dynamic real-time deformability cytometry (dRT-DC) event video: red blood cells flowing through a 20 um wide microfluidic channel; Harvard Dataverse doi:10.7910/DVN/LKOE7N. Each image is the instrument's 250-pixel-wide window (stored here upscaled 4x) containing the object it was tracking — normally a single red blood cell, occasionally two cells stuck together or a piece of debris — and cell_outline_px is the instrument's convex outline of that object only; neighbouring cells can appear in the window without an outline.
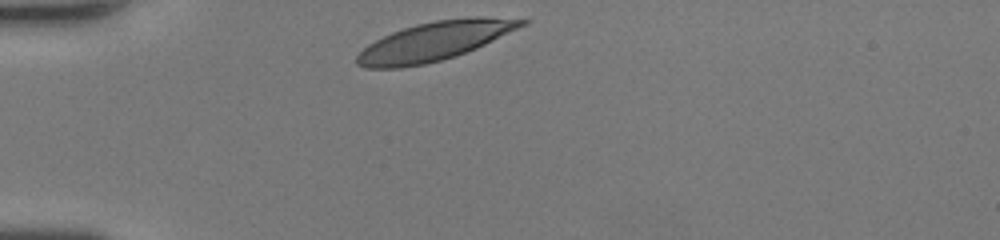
{"species": "human", "species_latin": "Homo sapiens", "temperature_condition": "room temperature", "stored_images_in_passage": 27, "camera_frame_rate_fps": 3000, "um_per_image_px": 0.085, "donor": {"sex": "female"}, "frame": {"image": 1, "passage_image": 1, "time_ms": 0.0, "image_size_px": [1000, 240], "cell_outline_px": [[532, 20], [528, 24], [476, 48], [456, 56], [424, 64], [400, 68], [364, 68], [356, 64], [356, 56], [368, 44], [392, 32], [416, 24], [436, 20], [476, 16]], "centroid_in_image_um": [36.94, 3.5], "position_along_channel_um": 48.1, "area_um2": 37.05}}
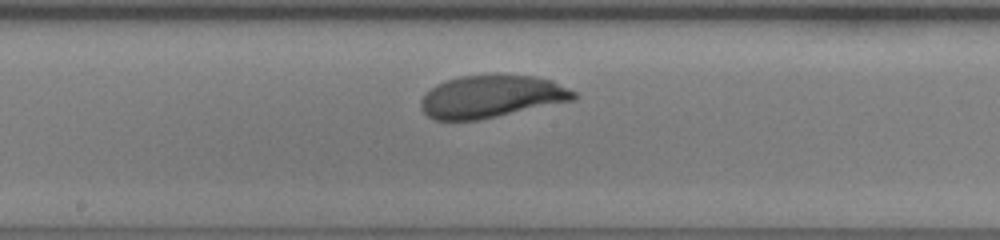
{"frame": {"image": 2, "passage_image": 14, "time_ms": 4.333, "image_size_px": [1000, 240], "cell_outline_px": [[576, 100], [480, 120], [432, 120], [420, 108], [420, 100], [436, 84], [460, 76], [496, 72], [536, 76], [552, 80], [576, 92]], "centroid_in_image_um": [41.8, 8.18], "position_along_channel_um": 206.4, "area_um2": 38.73}}
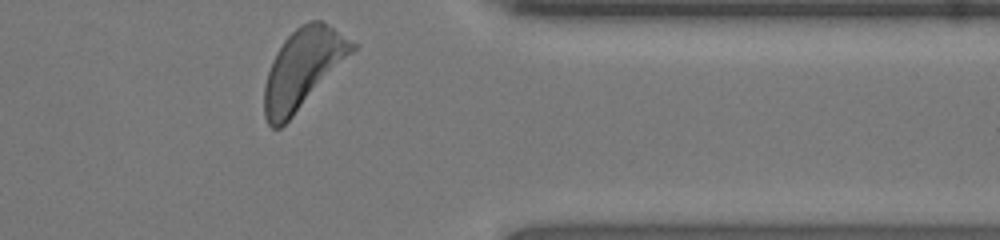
{"frame": {"image": 3, "passage_image": 27, "time_ms": 8.667, "image_size_px": [1000, 240], "cell_outline_px": [[360, 44], [292, 116], [280, 128], [272, 128], [268, 124], [264, 116], [264, 84], [272, 60], [276, 52], [284, 40], [300, 24], [308, 20], [320, 20]], "centroid_in_image_um": [25.73, 5.8], "position_along_channel_um": 385.7, "area_um2": 40.0}, "authors_computed_cell_mechanics": {"area_um2": 38.0902, "velocity_mm_per_s": 4.3397, "shape_relaxation_time_tau1_ms": 2.4657, "shape_relaxation_time_tau2_ms": null, "deformation_change_tau1": 0.1568, "deformation_change_tau2": null}}